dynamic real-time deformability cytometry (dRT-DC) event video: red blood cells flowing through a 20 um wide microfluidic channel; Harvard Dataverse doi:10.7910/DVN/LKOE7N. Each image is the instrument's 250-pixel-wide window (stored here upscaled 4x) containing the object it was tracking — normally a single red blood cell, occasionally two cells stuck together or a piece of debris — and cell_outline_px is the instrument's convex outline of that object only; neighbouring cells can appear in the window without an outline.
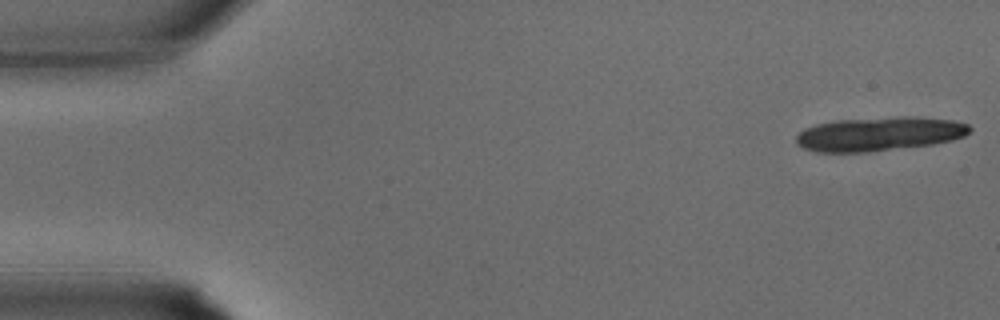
{"species": "common noctule bat (a hibernating species)", "species_latin": "Nyctalus noctula", "temperature_condition": "warm", "stored_images_in_passage": 12, "camera_frame_rate_fps": 3000, "um_per_image_px": 0.085, "animal": {"sex": "male", "body_mass_g": 15.6}, "frame": {"image": 1, "passage_image": 1, "time_ms": 0.0, "image_size_px": [1000, 320], "cell_outline_px": [[972, 128], [964, 136], [952, 140], [932, 144], [868, 152], [816, 152], [804, 148], [796, 144], [796, 136], [804, 128], [816, 124], [836, 120], [904, 116], [916, 116], [952, 120], [968, 124]], "centroid_in_image_um": [74.73, 11.38], "position_along_channel_um": 10.3, "area_um2": 34.45}}